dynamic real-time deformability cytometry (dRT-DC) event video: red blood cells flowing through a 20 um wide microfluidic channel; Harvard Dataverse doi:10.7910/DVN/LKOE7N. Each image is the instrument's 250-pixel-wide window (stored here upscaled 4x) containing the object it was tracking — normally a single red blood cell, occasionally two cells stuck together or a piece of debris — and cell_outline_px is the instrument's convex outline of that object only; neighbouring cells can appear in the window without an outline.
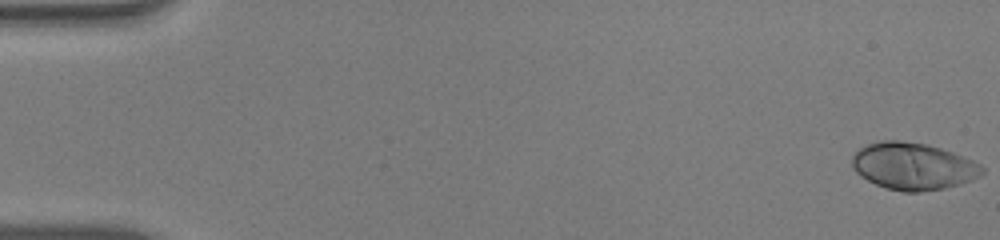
{"species": "human", "species_latin": "Homo sapiens", "temperature_condition": "warm", "stored_images_in_passage": 54, "camera_frame_rate_fps": 3000, "um_per_image_px": 0.085, "donor": {"sex": "male"}, "frame": {"image": 1, "passage_image": 1, "time_ms": 0.0, "image_size_px": [1000, 240], "cell_outline_px": [[984, 172], [980, 176], [972, 180], [960, 184], [944, 188], [916, 192], [904, 192], [884, 188], [860, 176], [852, 168], [852, 156], [860, 148], [868, 144], [884, 140], [900, 140], [924, 144], [940, 148], [952, 152], [972, 160], [980, 164], [984, 168]], "centroid_in_image_um": [77.61, 14.14], "position_along_channel_um": 7.4, "area_um2": 35.6}}
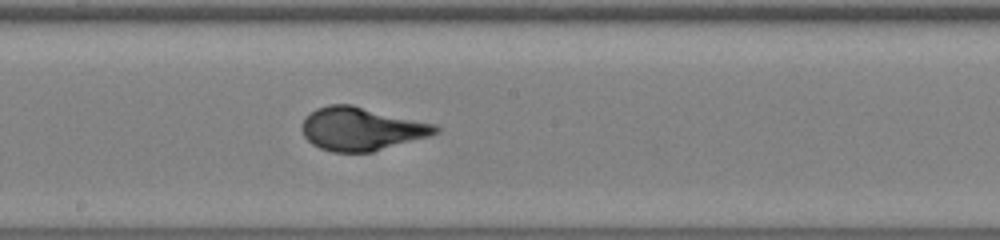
{"frame": {"image": 2, "passage_image": 30, "time_ms": 9.667, "image_size_px": [1000, 240], "cell_outline_px": [[440, 132], [428, 136], [372, 152], [332, 152], [320, 148], [312, 144], [304, 136], [300, 128], [300, 124], [304, 116], [316, 108], [328, 104], [352, 104], [436, 124], [440, 128]], "centroid_in_image_um": [30.67, 10.94], "position_along_channel_um": 217.5, "area_um2": 33.93}}
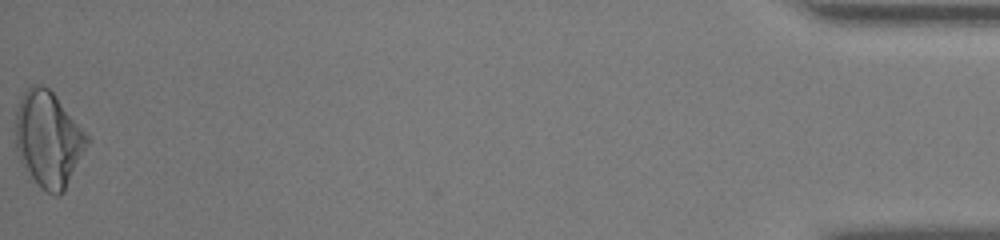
{"frame": {"image": 3, "passage_image": 54, "time_ms": 17.667, "image_size_px": [1000, 240], "cell_outline_px": [[92, 140], [64, 192], [56, 196], [40, 188], [20, 160], [16, 148], [12, 128], [16, 112], [20, 100], [24, 92], [32, 84], [40, 84], [48, 88], [56, 96]], "centroid_in_image_um": [4.11, 11.83], "position_along_channel_um": 431.1, "area_um2": 40.34}}